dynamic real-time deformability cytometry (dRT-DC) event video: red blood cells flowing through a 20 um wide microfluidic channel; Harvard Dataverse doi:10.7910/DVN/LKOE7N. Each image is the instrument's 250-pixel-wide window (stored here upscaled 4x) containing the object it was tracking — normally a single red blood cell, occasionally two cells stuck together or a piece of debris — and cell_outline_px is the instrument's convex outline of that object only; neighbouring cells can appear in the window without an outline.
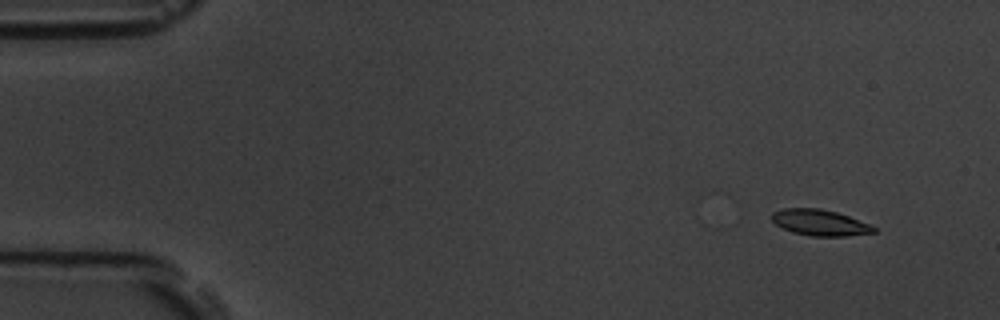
{"species": "common noctule bat (a hibernating species)", "species_latin": "Nyctalus noctula", "temperature_condition": "room temperature", "stored_images_in_passage": 6, "camera_frame_rate_fps": 3000, "um_per_image_px": 0.085, "animal": {"sex": "male", "body_mass_g": 19.5, "forearm_length_mm": 54.6}, "frame": {"image": 1, "passage_image": 1, "time_ms": 0.0, "image_size_px": [1000, 320], "cell_outline_px": [[876, 232], [844, 236], [808, 236], [792, 232], [776, 224], [772, 220], [772, 212], [784, 208], [820, 208], [836, 212], [848, 216], [868, 224], [876, 228]], "centroid_in_image_um": [69.66, 18.92], "position_along_channel_um": 15.3, "area_um2": 15.32}}
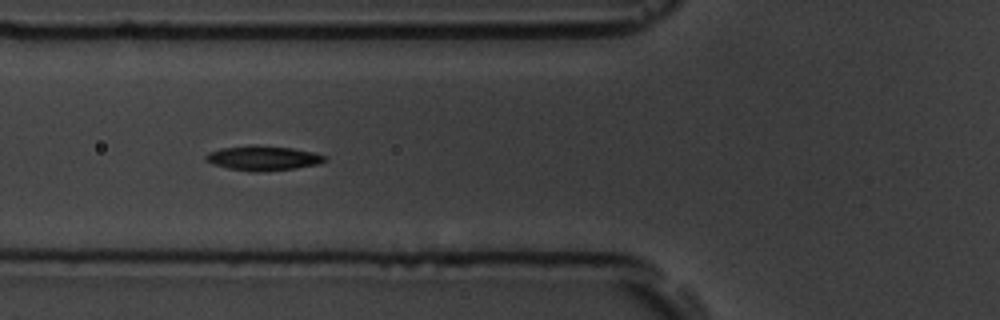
{"frame": {"image": 2, "passage_image": 5, "time_ms": 5.667, "image_size_px": [1000, 320], "cell_outline_px": [[328, 160], [320, 164], [296, 168], [256, 172], [252, 172], [228, 168], [212, 164], [204, 160], [204, 156], [208, 152], [220, 148], [292, 148], [316, 152], [324, 156]], "centroid_in_image_um": [22.39, 13.49], "position_along_channel_um": 103.4, "area_um2": 16.36}}
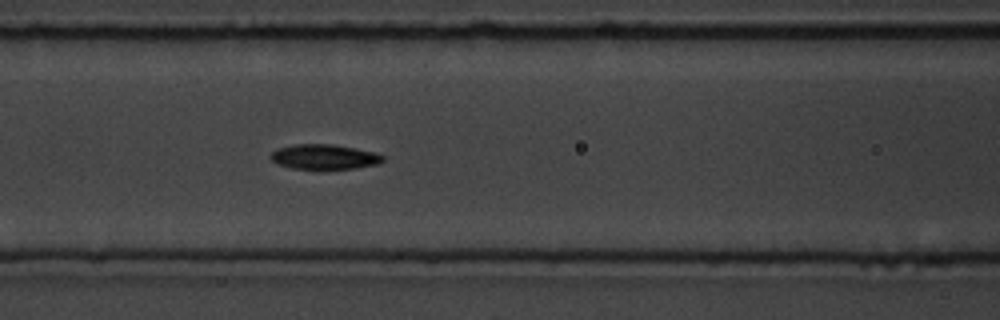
{"frame": {"image": 3, "passage_image": 6, "time_ms": 6.667, "image_size_px": [1000, 320], "cell_outline_px": [[384, 160], [376, 164], [356, 168], [320, 172], [292, 168], [276, 164], [268, 156], [276, 148], [296, 144], [332, 144], [376, 152], [384, 156]], "centroid_in_image_um": [27.52, 13.37], "position_along_channel_um": 139.1, "area_um2": 17.11}}